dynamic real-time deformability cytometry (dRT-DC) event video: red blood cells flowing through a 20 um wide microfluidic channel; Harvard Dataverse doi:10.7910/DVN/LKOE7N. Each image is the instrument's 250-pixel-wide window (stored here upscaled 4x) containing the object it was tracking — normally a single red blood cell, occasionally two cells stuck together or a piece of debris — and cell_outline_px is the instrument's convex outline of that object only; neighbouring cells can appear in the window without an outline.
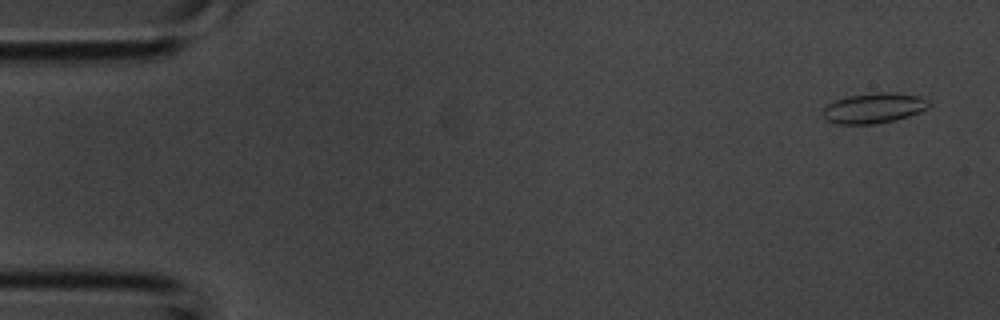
{"species": "common noctule bat (a hibernating species)", "species_latin": "Nyctalus noctula", "temperature_condition": "room temperature", "stored_images_in_passage": 38, "camera_frame_rate_fps": 3000, "um_per_image_px": 0.085, "animal": {"sex": "male", "body_mass_g": 20.1, "forearm_length_mm": 53.5}, "frame": {"image": 1, "passage_image": 2, "time_ms": 0.333, "image_size_px": [1000, 320], "cell_outline_px": [[932, 104], [928, 108], [920, 112], [896, 120], [876, 124], [836, 124], [828, 120], [820, 112], [828, 104], [844, 96], [872, 92], [896, 92], [924, 96]], "centroid_in_image_um": [74.31, 9.17], "position_along_channel_um": 10.7, "area_um2": 19.19}}
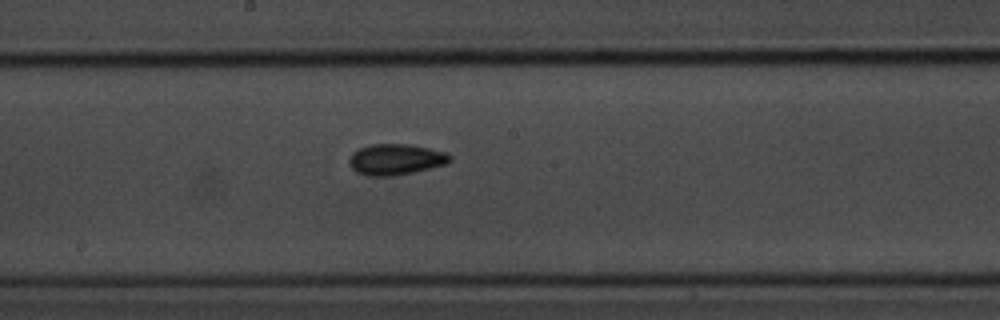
{"frame": {"image": 2, "passage_image": 22, "time_ms": 7.0, "image_size_px": [1000, 320], "cell_outline_px": [[452, 160], [444, 164], [412, 172], [392, 176], [368, 176], [356, 172], [352, 168], [348, 160], [352, 152], [360, 148], [372, 144], [408, 144], [448, 152], [452, 156]], "centroid_in_image_um": [33.62, 13.54], "position_along_channel_um": 214.6, "area_um2": 18.09}}
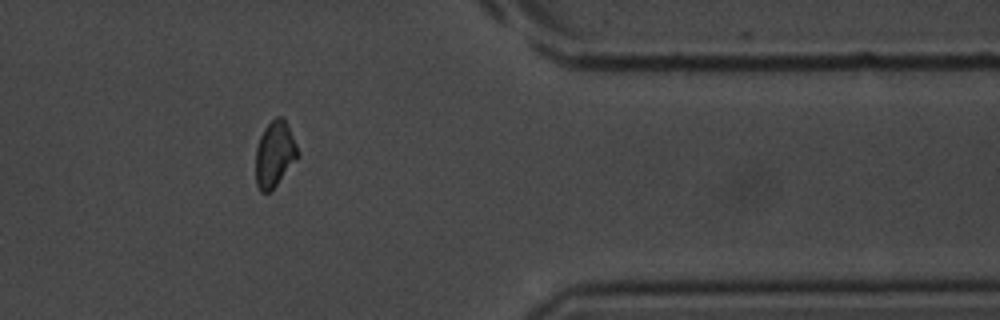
{"frame": {"image": 3, "passage_image": 34, "time_ms": 11.0, "image_size_px": [1000, 320], "cell_outline_px": [[300, 156], [276, 184], [268, 192], [260, 192], [256, 184], [256, 148], [260, 136], [264, 128], [276, 116], [280, 116], [288, 124], [300, 152]], "centroid_in_image_um": [23.36, 13.08], "position_along_channel_um": 388.0, "area_um2": 16.13}}